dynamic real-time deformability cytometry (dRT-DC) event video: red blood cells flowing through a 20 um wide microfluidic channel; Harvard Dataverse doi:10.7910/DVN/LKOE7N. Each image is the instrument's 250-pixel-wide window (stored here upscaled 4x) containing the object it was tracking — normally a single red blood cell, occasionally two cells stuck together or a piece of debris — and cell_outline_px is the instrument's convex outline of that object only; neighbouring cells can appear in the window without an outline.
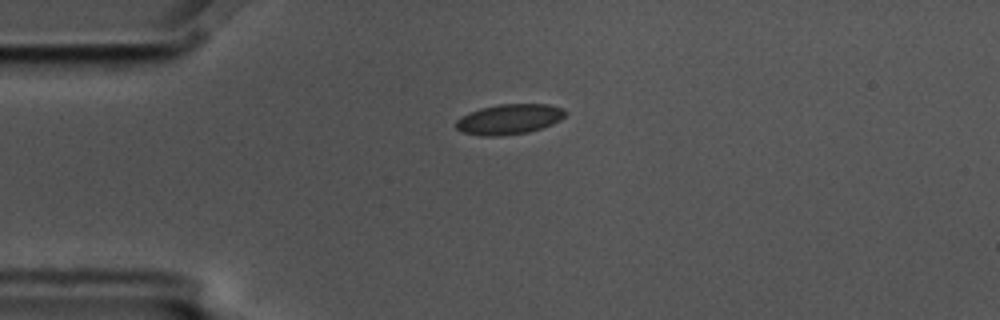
{"species": "common noctule bat (a hibernating species)", "species_latin": "Nyctalus noctula", "temperature_condition": "cold", "stored_images_in_passage": 2, "camera_frame_rate_fps": 3000, "um_per_image_px": 0.085, "animal": {"sex": "male", "body_mass_g": 17.5, "forearm_length_mm": 52.3}, "frame": {"image": 1, "passage_image": 1, "time_ms": 0.0, "image_size_px": [1000, 320], "cell_outline_px": [[568, 112], [560, 120], [552, 124], [528, 132], [500, 136], [480, 136], [464, 132], [456, 128], [456, 120], [468, 112], [480, 108], [500, 104], [548, 104], [564, 108]], "centroid_in_image_um": [43.29, 10.12], "position_along_channel_um": 41.7, "area_um2": 19.31}}